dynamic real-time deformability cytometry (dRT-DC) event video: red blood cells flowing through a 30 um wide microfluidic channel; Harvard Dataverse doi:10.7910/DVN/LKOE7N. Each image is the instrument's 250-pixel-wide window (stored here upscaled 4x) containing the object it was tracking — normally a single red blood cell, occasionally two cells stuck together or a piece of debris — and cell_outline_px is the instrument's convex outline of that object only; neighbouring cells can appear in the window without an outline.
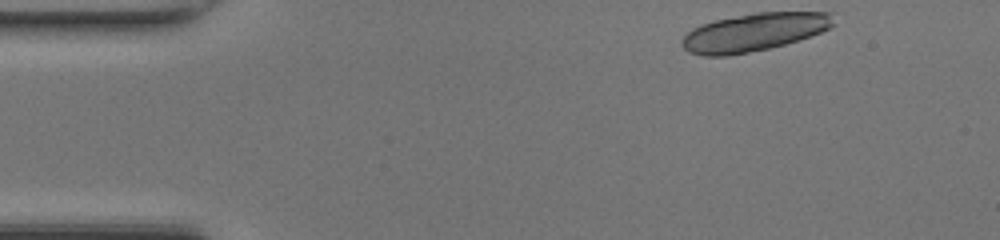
{"species": "common noctule bat (a hibernating species)", "species_latin": "Nyctalus noctula", "temperature_condition": "room temperature", "stored_images_in_passage": 12, "camera_frame_rate_fps": 3000, "um_per_image_px": 0.085, "animal": {"sex": "female", "body_mass_g": 17.0, "forearm_length_mm": 48.0}, "frame": {"image": 1, "passage_image": 1, "time_ms": 0.0, "image_size_px": [1000, 240], "cell_outline_px": [[836, 24], [820, 32], [784, 44], [768, 48], [728, 56], [704, 56], [688, 52], [684, 48], [680, 40], [692, 28], [716, 20], [756, 12], [832, 12]], "centroid_in_image_um": [64.09, 2.73], "position_along_channel_um": 20.9, "area_um2": 33.29}}